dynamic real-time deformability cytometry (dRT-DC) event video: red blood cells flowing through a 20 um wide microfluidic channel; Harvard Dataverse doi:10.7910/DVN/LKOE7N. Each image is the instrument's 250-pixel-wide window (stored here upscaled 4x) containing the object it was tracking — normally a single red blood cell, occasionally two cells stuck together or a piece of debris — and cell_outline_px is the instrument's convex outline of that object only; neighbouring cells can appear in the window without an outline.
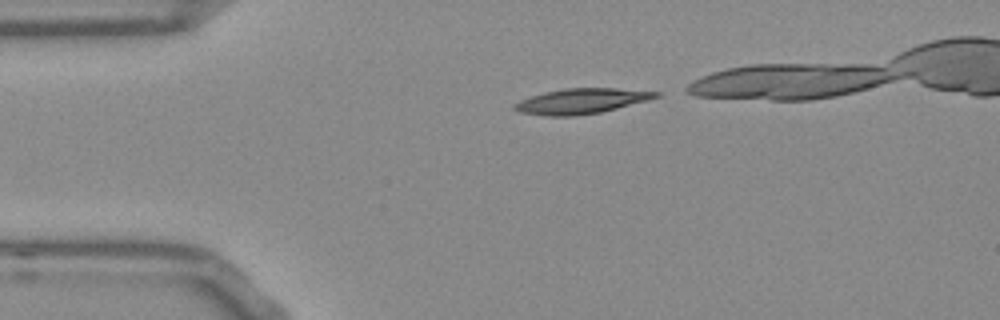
{"species": "Egyptian fruit bat (a non-hibernating species)", "species_latin": "Rousettus aegyptiacus", "temperature_condition": "room temperature", "stored_images_in_passage": 32, "camera_frame_rate_fps": 3000, "um_per_image_px": 0.085, "frame": {"image": 1, "passage_image": 1, "time_ms": 0.0, "image_size_px": [1000, 320], "cell_outline_px": [[660, 96], [648, 100], [600, 112], [576, 116], [548, 116], [520, 112], [512, 108], [512, 104], [520, 100], [544, 92], [564, 88], [616, 88], [660, 92]], "centroid_in_image_um": [49.39, 8.59], "position_along_channel_um": 35.6, "area_um2": 20.69}}
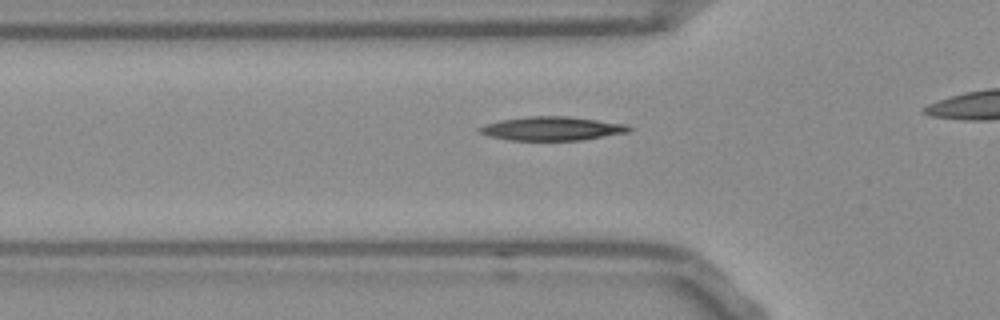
{"frame": {"image": 2, "passage_image": 7, "time_ms": 2.0, "image_size_px": [1000, 320], "cell_outline_px": [[636, 128], [628, 132], [580, 140], [508, 140], [488, 136], [476, 132], [476, 128], [484, 124], [500, 120], [528, 116], [568, 116], [628, 124]], "centroid_in_image_um": [46.89, 10.92], "position_along_channel_um": 78.9, "area_um2": 20.98}}
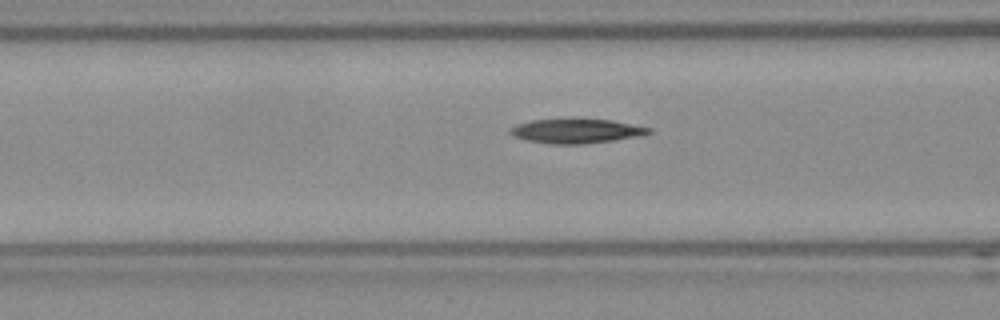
{"frame": {"image": 3, "passage_image": 10, "time_ms": 3.0, "image_size_px": [1000, 320], "cell_outline_px": [[652, 132], [640, 136], [612, 140], [580, 144], [548, 144], [524, 140], [512, 136], [508, 132], [508, 128], [516, 124], [532, 120], [612, 120], [652, 128]], "centroid_in_image_um": [48.93, 11.15], "position_along_channel_um": 117.7, "area_um2": 19.54}}